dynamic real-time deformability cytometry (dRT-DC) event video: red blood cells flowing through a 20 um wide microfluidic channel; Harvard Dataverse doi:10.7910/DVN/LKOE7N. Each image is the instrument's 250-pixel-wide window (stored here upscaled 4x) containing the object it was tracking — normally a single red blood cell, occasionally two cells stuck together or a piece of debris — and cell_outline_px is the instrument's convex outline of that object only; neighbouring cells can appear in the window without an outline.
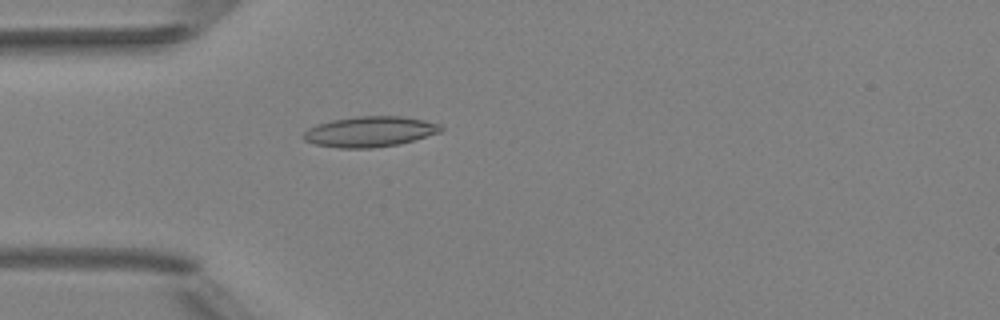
{"species": "Egyptian fruit bat (a non-hibernating species)", "species_latin": "Rousettus aegyptiacus", "temperature_condition": "room temperature", "stored_images_in_passage": 1, "camera_frame_rate_fps": 3000, "um_per_image_px": 0.085, "animal": {"sex": "female"}, "frame": {"image": 1, "passage_image": 1, "time_ms": 0.0, "image_size_px": [1000, 320], "cell_outline_px": [[444, 128], [440, 132], [400, 144], [372, 148], [340, 148], [316, 144], [304, 140], [304, 132], [308, 128], [316, 124], [332, 120], [356, 116], [400, 116], [424, 120], [440, 124]], "centroid_in_image_um": [31.44, 11.18], "position_along_channel_um": 53.6, "area_um2": 24.33}}